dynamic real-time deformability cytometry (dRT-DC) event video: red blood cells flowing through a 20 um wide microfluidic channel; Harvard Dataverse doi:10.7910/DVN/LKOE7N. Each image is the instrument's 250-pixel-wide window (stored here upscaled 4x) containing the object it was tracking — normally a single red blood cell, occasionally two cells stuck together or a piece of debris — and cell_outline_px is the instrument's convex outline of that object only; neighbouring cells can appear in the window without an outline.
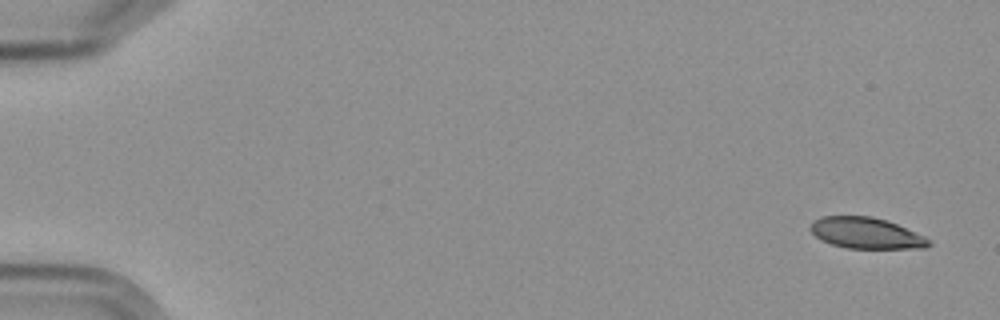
{"species": "Egyptian fruit bat (a non-hibernating species)", "species_latin": "Rousettus aegyptiacus", "temperature_condition": "cold", "stored_images_in_passage": 4, "camera_frame_rate_fps": 3000, "um_per_image_px": 0.085, "frame": {"image": 1, "passage_image": 1, "time_ms": 0.0, "image_size_px": [1000, 320], "cell_outline_px": [[932, 244], [924, 248], [848, 248], [832, 244], [820, 240], [808, 228], [820, 216], [872, 216], [888, 220], [924, 236], [932, 240]], "centroid_in_image_um": [73.64, 19.81], "position_along_channel_um": 11.4, "area_um2": 21.44}}